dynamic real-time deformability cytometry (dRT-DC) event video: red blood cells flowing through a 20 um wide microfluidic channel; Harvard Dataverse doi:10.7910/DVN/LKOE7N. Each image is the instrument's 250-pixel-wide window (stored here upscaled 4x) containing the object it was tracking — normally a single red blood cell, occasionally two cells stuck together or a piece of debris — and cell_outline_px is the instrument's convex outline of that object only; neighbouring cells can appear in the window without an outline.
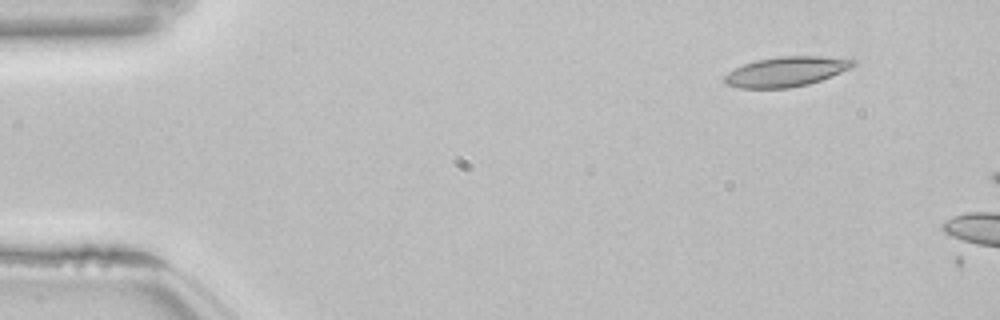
{"species": "common noctule bat (a hibernating species)", "species_latin": "Nyctalus noctula", "temperature_condition": "room temperature", "stored_images_in_passage": 3, "camera_frame_rate_fps": 3000, "um_per_image_px": 0.085, "animal": {"sex": "female", "body_mass_g": 22.7, "forearm_length_mm": 54.2}, "frame": {"image": 1, "passage_image": 1, "time_ms": 0.0, "image_size_px": [1000, 320], "cell_outline_px": [[856, 64], [840, 72], [820, 80], [808, 84], [788, 88], [740, 88], [724, 84], [724, 76], [728, 72], [744, 64], [756, 60], [776, 56], [820, 56], [856, 60]], "centroid_in_image_um": [66.77, 6.09], "position_along_channel_um": 18.2, "area_um2": 22.2}}